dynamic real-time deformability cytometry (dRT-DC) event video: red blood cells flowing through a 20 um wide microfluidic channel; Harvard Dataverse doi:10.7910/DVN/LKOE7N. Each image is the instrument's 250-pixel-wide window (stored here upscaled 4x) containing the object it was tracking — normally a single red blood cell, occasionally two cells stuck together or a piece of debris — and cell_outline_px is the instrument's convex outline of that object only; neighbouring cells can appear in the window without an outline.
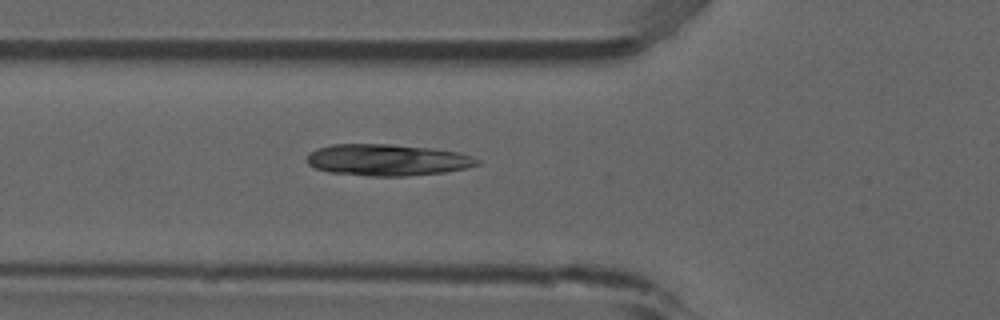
{"species": "common noctule bat (a hibernating species)", "species_latin": "Nyctalus noctula", "temperature_condition": "room temperature", "stored_images_in_passage": 5, "camera_frame_rate_fps": 3000, "um_per_image_px": 0.085, "animal": {"sex": "male", "forearm_length_mm": 52.5}, "frame": {"image": 1, "passage_image": 5, "time_ms": 1.333, "image_size_px": [1000, 320], "cell_outline_px": [[480, 164], [464, 168], [444, 172], [408, 176], [368, 176], [328, 172], [316, 168], [308, 164], [308, 156], [312, 152], [320, 148], [332, 144], [388, 144], [428, 148], [456, 152], [472, 156], [480, 160]], "centroid_in_image_um": [32.93, 13.6], "position_along_channel_um": 92.9, "area_um2": 30.98}}